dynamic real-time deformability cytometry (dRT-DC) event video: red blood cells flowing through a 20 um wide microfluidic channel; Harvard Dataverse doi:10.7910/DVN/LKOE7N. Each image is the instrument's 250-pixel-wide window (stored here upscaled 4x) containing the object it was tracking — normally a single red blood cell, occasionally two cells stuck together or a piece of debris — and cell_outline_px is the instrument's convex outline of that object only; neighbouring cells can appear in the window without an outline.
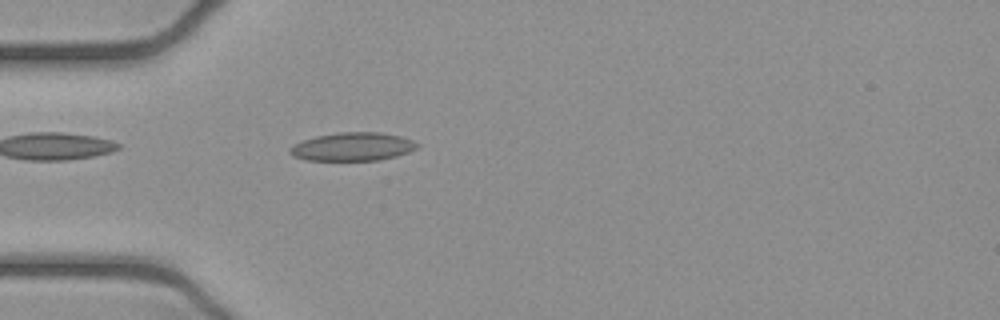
{"species": "common noctule bat (a hibernating species)", "species_latin": "Nyctalus noctula", "temperature_condition": "cold", "stored_images_in_passage": 40, "camera_frame_rate_fps": 3000, "um_per_image_px": 0.085, "animal": {"sex": "female", "body_mass_g": 21.9}, "frame": {"image": 1, "passage_image": 3, "time_ms": 0.667, "image_size_px": [1000, 320], "cell_outline_px": [[420, 144], [416, 148], [408, 152], [396, 156], [380, 160], [304, 160], [292, 156], [288, 152], [288, 148], [292, 144], [316, 136], [340, 132], [380, 132], [400, 136], [412, 140]], "centroid_in_image_um": [29.93, 12.47], "position_along_channel_um": 55.1, "area_um2": 21.1}}
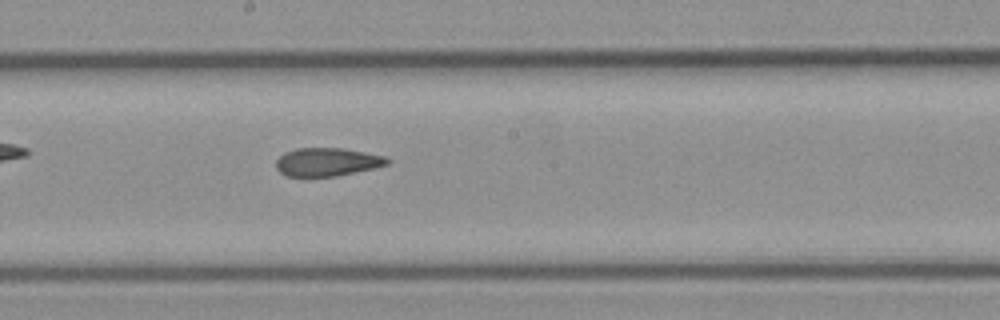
{"frame": {"image": 2, "passage_image": 16, "time_ms": 5.0, "image_size_px": [1000, 320], "cell_outline_px": [[392, 160], [388, 164], [372, 168], [336, 176], [284, 176], [276, 168], [276, 160], [284, 152], [296, 148], [344, 148], [384, 156]], "centroid_in_image_um": [27.78, 13.76], "position_along_channel_um": 220.4, "area_um2": 18.26}}
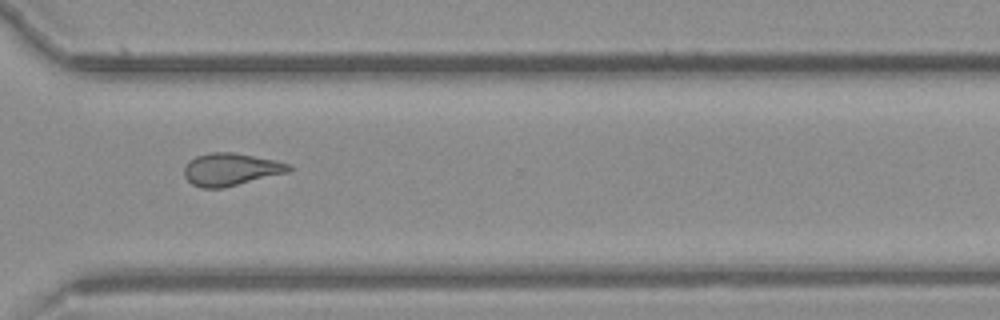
{"frame": {"image": 3, "passage_image": 26, "time_ms": 8.333, "image_size_px": [1000, 320], "cell_outline_px": [[292, 168], [288, 172], [224, 188], [200, 188], [192, 184], [184, 176], [184, 168], [188, 160], [196, 156], [212, 152], [232, 152], [276, 160], [292, 164]], "centroid_in_image_um": [19.61, 14.4], "position_along_channel_um": 351.0, "area_um2": 19.94}, "authors_computed_cell_mechanics": {"area_um2": 19.5075, "velocity_mm_per_s": 3.9237, "shape_relaxation_time_tau1_ms": null, "shape_relaxation_time_tau2_ms": 2.8163, "deformation_change_tau1": null, "deformation_change_tau2": 0.1087}}